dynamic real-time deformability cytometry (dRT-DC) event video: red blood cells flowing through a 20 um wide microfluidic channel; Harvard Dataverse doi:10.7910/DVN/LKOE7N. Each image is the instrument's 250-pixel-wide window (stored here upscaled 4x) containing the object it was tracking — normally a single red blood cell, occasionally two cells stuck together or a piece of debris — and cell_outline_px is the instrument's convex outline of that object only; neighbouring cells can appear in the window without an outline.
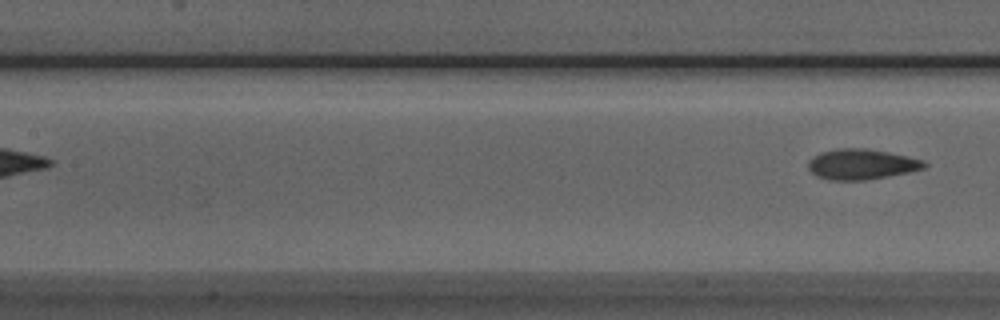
{"species": "Egyptian fruit bat (a non-hibernating species)", "species_latin": "Rousettus aegyptiacus", "temperature_condition": "room temperature", "stored_images_in_passage": 5, "camera_frame_rate_fps": 3000, "um_per_image_px": 0.085, "animal": {"sex": "male"}, "frame": {"image": 1, "passage_image": 5, "time_ms": 4.667, "image_size_px": [1000, 320], "cell_outline_px": [[928, 164], [924, 168], [908, 172], [888, 176], [864, 180], [828, 180], [816, 176], [808, 168], [808, 160], [812, 156], [820, 152], [840, 148], [864, 148], [888, 152], [908, 156], [920, 160]], "centroid_in_image_um": [73.17, 13.96], "position_along_channel_um": 134.2, "area_um2": 20.52}}